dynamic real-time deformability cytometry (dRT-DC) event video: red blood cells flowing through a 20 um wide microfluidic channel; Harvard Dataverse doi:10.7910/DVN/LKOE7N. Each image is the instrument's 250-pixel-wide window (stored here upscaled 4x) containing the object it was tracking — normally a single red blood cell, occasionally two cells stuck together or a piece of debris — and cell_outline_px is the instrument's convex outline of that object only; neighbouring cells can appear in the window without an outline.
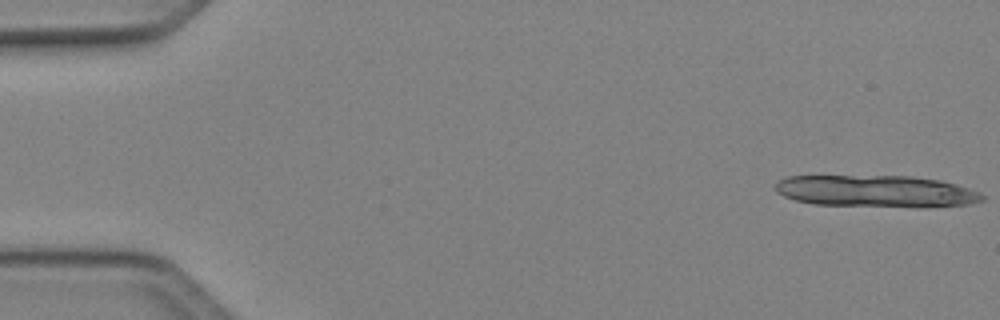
{"species": "Egyptian fruit bat (a non-hibernating species)", "species_latin": "Rousettus aegyptiacus", "temperature_condition": "cold", "stored_images_in_passage": 12, "camera_frame_rate_fps": 3000, "um_per_image_px": 0.085, "animal": {"sex": "female"}, "frame": {"image": 1, "passage_image": 1, "time_ms": 0.0, "image_size_px": [1000, 320], "cell_outline_px": [[984, 200], [972, 204], [816, 204], [796, 200], [784, 196], [776, 192], [776, 184], [780, 180], [788, 176], [912, 176], [940, 180], [956, 184], [968, 188], [984, 196]], "centroid_in_image_um": [74.38, 16.19], "position_along_channel_um": 10.6, "area_um2": 36.41}}